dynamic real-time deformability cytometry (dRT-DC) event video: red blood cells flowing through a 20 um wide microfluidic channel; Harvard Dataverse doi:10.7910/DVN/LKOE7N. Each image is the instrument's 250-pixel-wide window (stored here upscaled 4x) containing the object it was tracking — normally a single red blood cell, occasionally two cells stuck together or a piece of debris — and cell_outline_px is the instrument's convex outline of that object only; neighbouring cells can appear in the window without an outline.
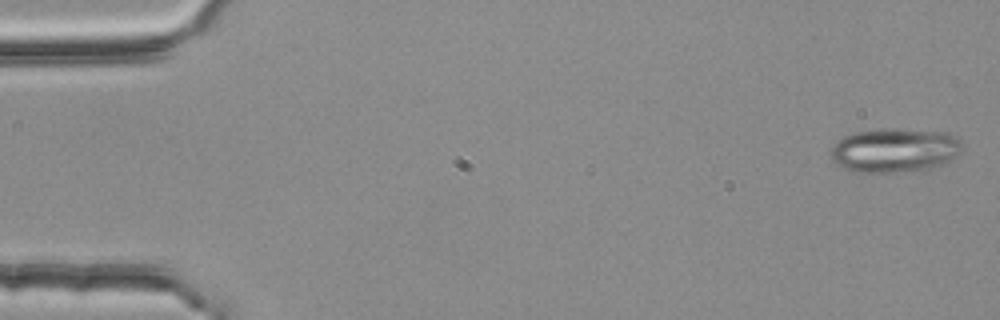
{"species": "common noctule bat (a hibernating species)", "species_latin": "Nyctalus noctula", "temperature_condition": "room temperature", "stored_images_in_passage": 6, "segment_of_instrument_passage": [1, 2], "camera_frame_rate_fps": 3000, "um_per_image_px": 0.085, "animal": {"sex": "female", "body_mass_g": 25.1}, "frame": {"image": 1, "passage_image": 1, "time_ms": 0.0, "image_size_px": [1000, 320], "cell_outline_px": [[960, 144], [956, 156], [948, 164], [928, 168], [892, 172], [856, 172], [844, 168], [836, 164], [832, 160], [832, 144], [836, 140], [844, 136], [856, 132], [948, 132], [956, 136], [960, 140]], "centroid_in_image_um": [76.02, 12.83], "position_along_channel_um": 9.0, "area_um2": 32.37}}